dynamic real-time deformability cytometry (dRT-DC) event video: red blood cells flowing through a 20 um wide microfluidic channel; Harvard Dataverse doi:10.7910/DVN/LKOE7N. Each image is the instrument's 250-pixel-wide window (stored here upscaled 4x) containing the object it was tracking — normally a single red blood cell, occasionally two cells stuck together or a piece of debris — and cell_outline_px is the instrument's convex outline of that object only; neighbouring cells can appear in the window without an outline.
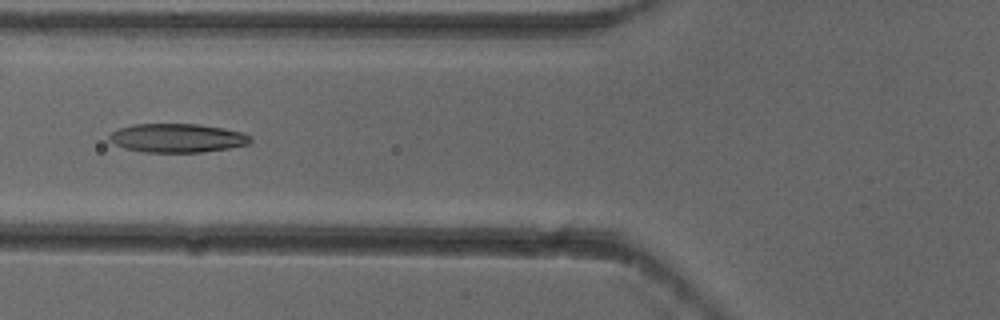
{"species": "common noctule bat (a hibernating species)", "species_latin": "Nyctalus noctula", "temperature_condition": "cold", "stored_images_in_passage": 4, "camera_frame_rate_fps": 3000, "um_per_image_px": 0.085, "animal": {"sex": "female"}, "frame": {"image": 1, "passage_image": 4, "time_ms": 1.0, "image_size_px": [1000, 320], "cell_outline_px": [[252, 140], [248, 144], [228, 148], [200, 152], [144, 152], [124, 148], [108, 140], [108, 136], [112, 132], [120, 128], [132, 124], [200, 124], [224, 128], [240, 132], [252, 136]], "centroid_in_image_um": [15.06, 11.72], "position_along_channel_um": 110.7, "area_um2": 23.64}}